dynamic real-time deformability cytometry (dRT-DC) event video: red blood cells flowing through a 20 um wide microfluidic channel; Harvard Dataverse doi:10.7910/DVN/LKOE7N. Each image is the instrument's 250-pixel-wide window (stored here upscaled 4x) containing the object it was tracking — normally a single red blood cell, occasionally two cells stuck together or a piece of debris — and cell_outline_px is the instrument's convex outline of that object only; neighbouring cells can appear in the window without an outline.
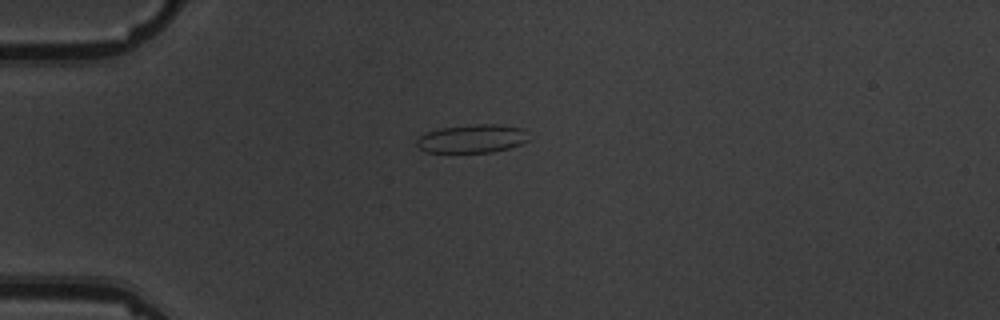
{"species": "common noctule bat (a hibernating species)", "species_latin": "Nyctalus noctula", "temperature_condition": "warm", "stored_images_in_passage": 12, "camera_frame_rate_fps": 3000, "um_per_image_px": 0.085, "animal": {"sex": "male", "body_mass_g": 19.5, "forearm_length_mm": 54.6}, "frame": {"image": 1, "passage_image": 1, "time_ms": 0.0, "image_size_px": [1000, 320], "cell_outline_px": [[528, 140], [520, 144], [508, 148], [492, 152], [428, 152], [420, 148], [416, 144], [416, 140], [420, 136], [428, 132], [440, 128], [476, 124], [496, 124], [520, 128]], "centroid_in_image_um": [40.08, 11.79], "position_along_channel_um": 44.9, "area_um2": 18.09}}
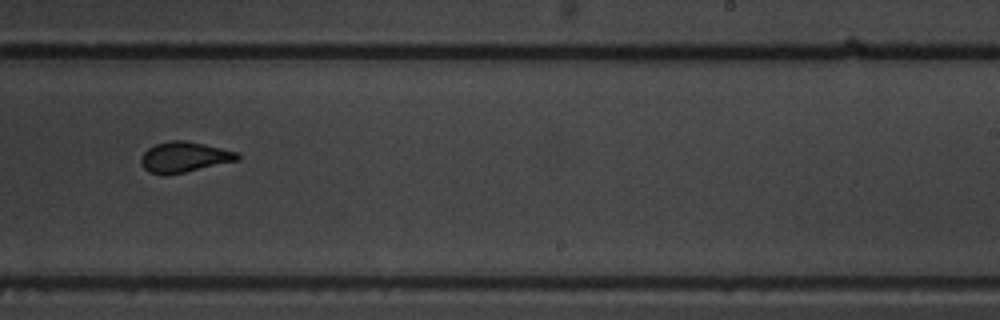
{"frame": {"image": 2, "passage_image": 7, "time_ms": 7.0, "image_size_px": [1000, 320], "cell_outline_px": [[240, 160], [184, 172], [164, 176], [148, 172], [144, 168], [140, 160], [144, 152], [148, 148], [156, 144], [168, 140], [184, 140], [204, 144], [240, 152]], "centroid_in_image_um": [15.68, 13.35], "position_along_channel_um": 273.3, "area_um2": 17.28}}
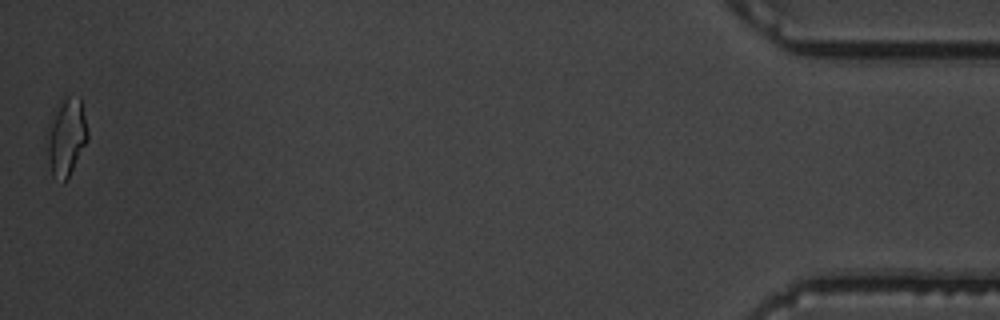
{"frame": {"image": 3, "passage_image": 12, "time_ms": 13.667, "image_size_px": [1000, 320], "cell_outline_px": [[88, 140], [64, 184], [52, 176], [44, 136], [60, 96], [80, 96], [88, 132]], "centroid_in_image_um": [5.61, 11.6], "position_along_channel_um": 429.6, "area_um2": 18.84}, "authors_computed_cell_mechanics": {"area_um2": 17.1955, "velocity_mm_per_s": 3.6355, "shape_relaxation_time_tau1_ms": 3.391, "shape_relaxation_time_tau2_ms": 0.1756, "deformation_change_tau1": 0.1389, "deformation_change_tau2": 0.0689}}